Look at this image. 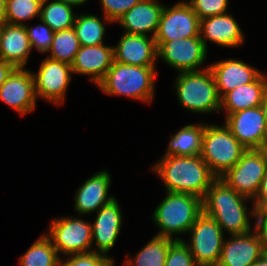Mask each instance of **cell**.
Masks as SVG:
<instances>
[{
	"label": "cell",
	"instance_id": "cell-3",
	"mask_svg": "<svg viewBox=\"0 0 267 266\" xmlns=\"http://www.w3.org/2000/svg\"><path fill=\"white\" fill-rule=\"evenodd\" d=\"M155 66H134L114 61L98 84L108 95H124L151 103L154 96Z\"/></svg>",
	"mask_w": 267,
	"mask_h": 266
},
{
	"label": "cell",
	"instance_id": "cell-40",
	"mask_svg": "<svg viewBox=\"0 0 267 266\" xmlns=\"http://www.w3.org/2000/svg\"><path fill=\"white\" fill-rule=\"evenodd\" d=\"M256 197H267V165Z\"/></svg>",
	"mask_w": 267,
	"mask_h": 266
},
{
	"label": "cell",
	"instance_id": "cell-38",
	"mask_svg": "<svg viewBox=\"0 0 267 266\" xmlns=\"http://www.w3.org/2000/svg\"><path fill=\"white\" fill-rule=\"evenodd\" d=\"M15 68L13 64L0 59V86L6 81Z\"/></svg>",
	"mask_w": 267,
	"mask_h": 266
},
{
	"label": "cell",
	"instance_id": "cell-10",
	"mask_svg": "<svg viewBox=\"0 0 267 266\" xmlns=\"http://www.w3.org/2000/svg\"><path fill=\"white\" fill-rule=\"evenodd\" d=\"M200 36V19L188 2L165 6L161 12L156 43Z\"/></svg>",
	"mask_w": 267,
	"mask_h": 266
},
{
	"label": "cell",
	"instance_id": "cell-23",
	"mask_svg": "<svg viewBox=\"0 0 267 266\" xmlns=\"http://www.w3.org/2000/svg\"><path fill=\"white\" fill-rule=\"evenodd\" d=\"M31 50L25 25L5 23L1 27L0 59L24 68Z\"/></svg>",
	"mask_w": 267,
	"mask_h": 266
},
{
	"label": "cell",
	"instance_id": "cell-9",
	"mask_svg": "<svg viewBox=\"0 0 267 266\" xmlns=\"http://www.w3.org/2000/svg\"><path fill=\"white\" fill-rule=\"evenodd\" d=\"M46 234L59 253L65 256L93 252L91 223L80 218L54 219Z\"/></svg>",
	"mask_w": 267,
	"mask_h": 266
},
{
	"label": "cell",
	"instance_id": "cell-33",
	"mask_svg": "<svg viewBox=\"0 0 267 266\" xmlns=\"http://www.w3.org/2000/svg\"><path fill=\"white\" fill-rule=\"evenodd\" d=\"M165 266H197L184 240H174L170 244Z\"/></svg>",
	"mask_w": 267,
	"mask_h": 266
},
{
	"label": "cell",
	"instance_id": "cell-22",
	"mask_svg": "<svg viewBox=\"0 0 267 266\" xmlns=\"http://www.w3.org/2000/svg\"><path fill=\"white\" fill-rule=\"evenodd\" d=\"M110 183V174L105 170L87 179L76 191L74 197L76 212L87 215L96 210L98 211L101 207L114 199V196L108 195Z\"/></svg>",
	"mask_w": 267,
	"mask_h": 266
},
{
	"label": "cell",
	"instance_id": "cell-24",
	"mask_svg": "<svg viewBox=\"0 0 267 266\" xmlns=\"http://www.w3.org/2000/svg\"><path fill=\"white\" fill-rule=\"evenodd\" d=\"M267 86V75L262 73L255 81L238 86L221 98V110L225 109L226 117L234 112L251 109L262 104L264 90Z\"/></svg>",
	"mask_w": 267,
	"mask_h": 266
},
{
	"label": "cell",
	"instance_id": "cell-32",
	"mask_svg": "<svg viewBox=\"0 0 267 266\" xmlns=\"http://www.w3.org/2000/svg\"><path fill=\"white\" fill-rule=\"evenodd\" d=\"M35 27L25 24V29L31 48L36 47L40 52H48L53 41L54 31L43 21Z\"/></svg>",
	"mask_w": 267,
	"mask_h": 266
},
{
	"label": "cell",
	"instance_id": "cell-8",
	"mask_svg": "<svg viewBox=\"0 0 267 266\" xmlns=\"http://www.w3.org/2000/svg\"><path fill=\"white\" fill-rule=\"evenodd\" d=\"M188 233V246L197 266H217L224 242L223 230L204 211L197 217Z\"/></svg>",
	"mask_w": 267,
	"mask_h": 266
},
{
	"label": "cell",
	"instance_id": "cell-29",
	"mask_svg": "<svg viewBox=\"0 0 267 266\" xmlns=\"http://www.w3.org/2000/svg\"><path fill=\"white\" fill-rule=\"evenodd\" d=\"M80 47L74 28L56 31L47 57L72 65Z\"/></svg>",
	"mask_w": 267,
	"mask_h": 266
},
{
	"label": "cell",
	"instance_id": "cell-45",
	"mask_svg": "<svg viewBox=\"0 0 267 266\" xmlns=\"http://www.w3.org/2000/svg\"><path fill=\"white\" fill-rule=\"evenodd\" d=\"M264 254L267 256V246L265 247V252Z\"/></svg>",
	"mask_w": 267,
	"mask_h": 266
},
{
	"label": "cell",
	"instance_id": "cell-14",
	"mask_svg": "<svg viewBox=\"0 0 267 266\" xmlns=\"http://www.w3.org/2000/svg\"><path fill=\"white\" fill-rule=\"evenodd\" d=\"M36 99L33 72L26 68L16 67L0 86V100L22 116L35 109Z\"/></svg>",
	"mask_w": 267,
	"mask_h": 266
},
{
	"label": "cell",
	"instance_id": "cell-2",
	"mask_svg": "<svg viewBox=\"0 0 267 266\" xmlns=\"http://www.w3.org/2000/svg\"><path fill=\"white\" fill-rule=\"evenodd\" d=\"M246 199L217 178L203 198V211L231 236L246 234L252 232Z\"/></svg>",
	"mask_w": 267,
	"mask_h": 266
},
{
	"label": "cell",
	"instance_id": "cell-4",
	"mask_svg": "<svg viewBox=\"0 0 267 266\" xmlns=\"http://www.w3.org/2000/svg\"><path fill=\"white\" fill-rule=\"evenodd\" d=\"M203 212V199L187 193L167 192L157 206L153 220L160 231L157 236L173 239L172 235L187 233Z\"/></svg>",
	"mask_w": 267,
	"mask_h": 266
},
{
	"label": "cell",
	"instance_id": "cell-44",
	"mask_svg": "<svg viewBox=\"0 0 267 266\" xmlns=\"http://www.w3.org/2000/svg\"><path fill=\"white\" fill-rule=\"evenodd\" d=\"M58 1H63V2H65V3H67L68 5H70V6H80V5H82L83 3H86L87 2V0H58Z\"/></svg>",
	"mask_w": 267,
	"mask_h": 266
},
{
	"label": "cell",
	"instance_id": "cell-42",
	"mask_svg": "<svg viewBox=\"0 0 267 266\" xmlns=\"http://www.w3.org/2000/svg\"><path fill=\"white\" fill-rule=\"evenodd\" d=\"M261 108L263 110L265 122H266V126H267V86H266L264 93H263Z\"/></svg>",
	"mask_w": 267,
	"mask_h": 266
},
{
	"label": "cell",
	"instance_id": "cell-39",
	"mask_svg": "<svg viewBox=\"0 0 267 266\" xmlns=\"http://www.w3.org/2000/svg\"><path fill=\"white\" fill-rule=\"evenodd\" d=\"M255 229L258 231L263 247L267 246V219H257Z\"/></svg>",
	"mask_w": 267,
	"mask_h": 266
},
{
	"label": "cell",
	"instance_id": "cell-41",
	"mask_svg": "<svg viewBox=\"0 0 267 266\" xmlns=\"http://www.w3.org/2000/svg\"><path fill=\"white\" fill-rule=\"evenodd\" d=\"M6 4L7 0H0V27H2L5 23H7Z\"/></svg>",
	"mask_w": 267,
	"mask_h": 266
},
{
	"label": "cell",
	"instance_id": "cell-6",
	"mask_svg": "<svg viewBox=\"0 0 267 266\" xmlns=\"http://www.w3.org/2000/svg\"><path fill=\"white\" fill-rule=\"evenodd\" d=\"M246 150L225 124L205 125L200 156L217 178L233 167Z\"/></svg>",
	"mask_w": 267,
	"mask_h": 266
},
{
	"label": "cell",
	"instance_id": "cell-17",
	"mask_svg": "<svg viewBox=\"0 0 267 266\" xmlns=\"http://www.w3.org/2000/svg\"><path fill=\"white\" fill-rule=\"evenodd\" d=\"M116 198L97 211L92 227V242L96 241L93 252L106 255L114 246L122 225V211Z\"/></svg>",
	"mask_w": 267,
	"mask_h": 266
},
{
	"label": "cell",
	"instance_id": "cell-34",
	"mask_svg": "<svg viewBox=\"0 0 267 266\" xmlns=\"http://www.w3.org/2000/svg\"><path fill=\"white\" fill-rule=\"evenodd\" d=\"M66 261L60 259L59 266H114V260L107 255L96 252L73 254Z\"/></svg>",
	"mask_w": 267,
	"mask_h": 266
},
{
	"label": "cell",
	"instance_id": "cell-28",
	"mask_svg": "<svg viewBox=\"0 0 267 266\" xmlns=\"http://www.w3.org/2000/svg\"><path fill=\"white\" fill-rule=\"evenodd\" d=\"M48 0H42L40 20L45 22L54 32L73 28L76 13H73V6L63 1L53 0L44 6Z\"/></svg>",
	"mask_w": 267,
	"mask_h": 266
},
{
	"label": "cell",
	"instance_id": "cell-43",
	"mask_svg": "<svg viewBox=\"0 0 267 266\" xmlns=\"http://www.w3.org/2000/svg\"><path fill=\"white\" fill-rule=\"evenodd\" d=\"M251 266H267V256L263 254Z\"/></svg>",
	"mask_w": 267,
	"mask_h": 266
},
{
	"label": "cell",
	"instance_id": "cell-16",
	"mask_svg": "<svg viewBox=\"0 0 267 266\" xmlns=\"http://www.w3.org/2000/svg\"><path fill=\"white\" fill-rule=\"evenodd\" d=\"M157 45L151 36L125 33L114 46V61L134 66H155Z\"/></svg>",
	"mask_w": 267,
	"mask_h": 266
},
{
	"label": "cell",
	"instance_id": "cell-21",
	"mask_svg": "<svg viewBox=\"0 0 267 266\" xmlns=\"http://www.w3.org/2000/svg\"><path fill=\"white\" fill-rule=\"evenodd\" d=\"M163 5L157 0H141L127 11L117 22L123 27L125 33L156 35Z\"/></svg>",
	"mask_w": 267,
	"mask_h": 266
},
{
	"label": "cell",
	"instance_id": "cell-19",
	"mask_svg": "<svg viewBox=\"0 0 267 266\" xmlns=\"http://www.w3.org/2000/svg\"><path fill=\"white\" fill-rule=\"evenodd\" d=\"M114 62V47L100 44L81 46L72 64L75 74L91 75V81L99 84Z\"/></svg>",
	"mask_w": 267,
	"mask_h": 266
},
{
	"label": "cell",
	"instance_id": "cell-31",
	"mask_svg": "<svg viewBox=\"0 0 267 266\" xmlns=\"http://www.w3.org/2000/svg\"><path fill=\"white\" fill-rule=\"evenodd\" d=\"M41 4L42 0H7V23L25 25L24 21L27 19H33L37 15L40 18Z\"/></svg>",
	"mask_w": 267,
	"mask_h": 266
},
{
	"label": "cell",
	"instance_id": "cell-18",
	"mask_svg": "<svg viewBox=\"0 0 267 266\" xmlns=\"http://www.w3.org/2000/svg\"><path fill=\"white\" fill-rule=\"evenodd\" d=\"M209 68L215 78L220 98L238 86L255 81L262 74L258 69L237 59L220 60L210 64Z\"/></svg>",
	"mask_w": 267,
	"mask_h": 266
},
{
	"label": "cell",
	"instance_id": "cell-20",
	"mask_svg": "<svg viewBox=\"0 0 267 266\" xmlns=\"http://www.w3.org/2000/svg\"><path fill=\"white\" fill-rule=\"evenodd\" d=\"M200 38L206 48V40L223 47H238L244 42L237 21L228 13L200 19Z\"/></svg>",
	"mask_w": 267,
	"mask_h": 266
},
{
	"label": "cell",
	"instance_id": "cell-5",
	"mask_svg": "<svg viewBox=\"0 0 267 266\" xmlns=\"http://www.w3.org/2000/svg\"><path fill=\"white\" fill-rule=\"evenodd\" d=\"M175 88L180 104L188 111L207 114L221 110V98L209 66L202 71L180 72Z\"/></svg>",
	"mask_w": 267,
	"mask_h": 266
},
{
	"label": "cell",
	"instance_id": "cell-12",
	"mask_svg": "<svg viewBox=\"0 0 267 266\" xmlns=\"http://www.w3.org/2000/svg\"><path fill=\"white\" fill-rule=\"evenodd\" d=\"M72 65L46 57L40 68L33 73L37 97L61 105L71 81Z\"/></svg>",
	"mask_w": 267,
	"mask_h": 266
},
{
	"label": "cell",
	"instance_id": "cell-1",
	"mask_svg": "<svg viewBox=\"0 0 267 266\" xmlns=\"http://www.w3.org/2000/svg\"><path fill=\"white\" fill-rule=\"evenodd\" d=\"M167 192L187 193L202 199L217 177L200 155L164 156L153 167Z\"/></svg>",
	"mask_w": 267,
	"mask_h": 266
},
{
	"label": "cell",
	"instance_id": "cell-36",
	"mask_svg": "<svg viewBox=\"0 0 267 266\" xmlns=\"http://www.w3.org/2000/svg\"><path fill=\"white\" fill-rule=\"evenodd\" d=\"M103 8L104 21L117 22L127 11L141 0H100Z\"/></svg>",
	"mask_w": 267,
	"mask_h": 266
},
{
	"label": "cell",
	"instance_id": "cell-37",
	"mask_svg": "<svg viewBox=\"0 0 267 266\" xmlns=\"http://www.w3.org/2000/svg\"><path fill=\"white\" fill-rule=\"evenodd\" d=\"M254 207L251 215L256 219H267V197H255Z\"/></svg>",
	"mask_w": 267,
	"mask_h": 266
},
{
	"label": "cell",
	"instance_id": "cell-27",
	"mask_svg": "<svg viewBox=\"0 0 267 266\" xmlns=\"http://www.w3.org/2000/svg\"><path fill=\"white\" fill-rule=\"evenodd\" d=\"M60 255L51 239L43 234L19 259L20 266H59Z\"/></svg>",
	"mask_w": 267,
	"mask_h": 266
},
{
	"label": "cell",
	"instance_id": "cell-7",
	"mask_svg": "<svg viewBox=\"0 0 267 266\" xmlns=\"http://www.w3.org/2000/svg\"><path fill=\"white\" fill-rule=\"evenodd\" d=\"M267 165V148L247 149L240 160L220 177L229 187L249 200L258 193Z\"/></svg>",
	"mask_w": 267,
	"mask_h": 266
},
{
	"label": "cell",
	"instance_id": "cell-13",
	"mask_svg": "<svg viewBox=\"0 0 267 266\" xmlns=\"http://www.w3.org/2000/svg\"><path fill=\"white\" fill-rule=\"evenodd\" d=\"M225 125L246 149L267 148V126L261 106L229 114Z\"/></svg>",
	"mask_w": 267,
	"mask_h": 266
},
{
	"label": "cell",
	"instance_id": "cell-30",
	"mask_svg": "<svg viewBox=\"0 0 267 266\" xmlns=\"http://www.w3.org/2000/svg\"><path fill=\"white\" fill-rule=\"evenodd\" d=\"M73 28L81 46H97L103 44L106 31L103 22L95 15H76Z\"/></svg>",
	"mask_w": 267,
	"mask_h": 266
},
{
	"label": "cell",
	"instance_id": "cell-35",
	"mask_svg": "<svg viewBox=\"0 0 267 266\" xmlns=\"http://www.w3.org/2000/svg\"><path fill=\"white\" fill-rule=\"evenodd\" d=\"M229 0H190L193 11L199 19L227 13Z\"/></svg>",
	"mask_w": 267,
	"mask_h": 266
},
{
	"label": "cell",
	"instance_id": "cell-26",
	"mask_svg": "<svg viewBox=\"0 0 267 266\" xmlns=\"http://www.w3.org/2000/svg\"><path fill=\"white\" fill-rule=\"evenodd\" d=\"M181 238H166L155 235L133 259L126 260L125 266H165L170 244Z\"/></svg>",
	"mask_w": 267,
	"mask_h": 266
},
{
	"label": "cell",
	"instance_id": "cell-11",
	"mask_svg": "<svg viewBox=\"0 0 267 266\" xmlns=\"http://www.w3.org/2000/svg\"><path fill=\"white\" fill-rule=\"evenodd\" d=\"M158 57L178 72L197 71L207 56V48L199 37L156 43Z\"/></svg>",
	"mask_w": 267,
	"mask_h": 266
},
{
	"label": "cell",
	"instance_id": "cell-25",
	"mask_svg": "<svg viewBox=\"0 0 267 266\" xmlns=\"http://www.w3.org/2000/svg\"><path fill=\"white\" fill-rule=\"evenodd\" d=\"M206 124H188L175 133L164 156H197L201 154Z\"/></svg>",
	"mask_w": 267,
	"mask_h": 266
},
{
	"label": "cell",
	"instance_id": "cell-15",
	"mask_svg": "<svg viewBox=\"0 0 267 266\" xmlns=\"http://www.w3.org/2000/svg\"><path fill=\"white\" fill-rule=\"evenodd\" d=\"M253 232L232 235L227 241L224 239L217 266H251L259 259L265 248L258 231L254 228Z\"/></svg>",
	"mask_w": 267,
	"mask_h": 266
}]
</instances>
